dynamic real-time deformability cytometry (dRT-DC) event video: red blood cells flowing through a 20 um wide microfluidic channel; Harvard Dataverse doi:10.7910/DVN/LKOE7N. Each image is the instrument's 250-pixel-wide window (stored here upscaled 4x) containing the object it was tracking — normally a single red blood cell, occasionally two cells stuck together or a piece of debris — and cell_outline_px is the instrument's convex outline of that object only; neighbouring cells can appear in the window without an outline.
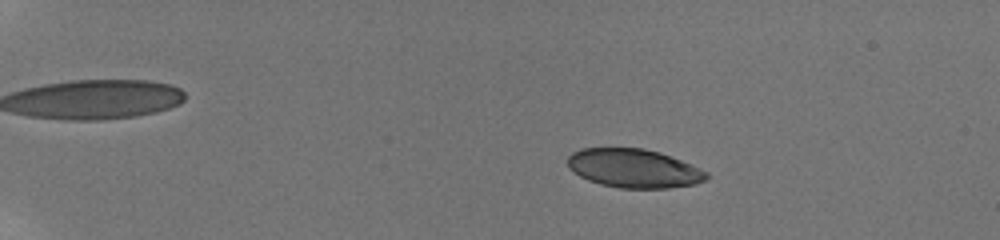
{"species": "human", "species_latin": "Homo sapiens", "temperature_condition": "room temperature", "stored_images_in_passage": 58, "camera_frame_rate_fps": 3000, "um_per_image_px": 0.085, "donor": {"sex": "male"}, "frame": {"image": 1, "passage_image": 13, "time_ms": 4.0, "image_size_px": [1000, 240], "cell_outline_px": [[708, 180], [696, 184], [668, 188], [620, 188], [600, 184], [588, 180], [580, 176], [568, 168], [568, 156], [572, 152], [580, 148], [644, 148], [660, 152], [700, 168], [708, 172]], "centroid_in_image_um": [53.88, 14.31], "position_along_channel_um": 31.1, "area_um2": 31.5}}
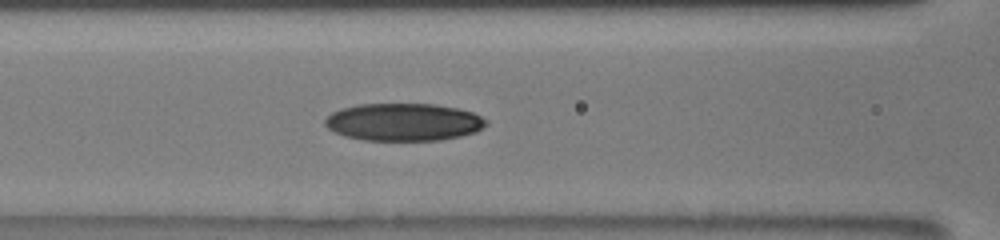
{"frame": {"image": 2, "passage_image": 30, "time_ms": 9.667, "image_size_px": [1000, 240], "cell_outline_px": [[488, 124], [476, 132], [460, 136], [440, 140], [364, 140], [344, 136], [328, 128], [324, 124], [324, 120], [332, 112], [340, 108], [356, 104], [436, 104], [460, 108], [472, 112], [488, 120]], "centroid_in_image_um": [34.32, 10.36], "position_along_channel_um": 132.3, "area_um2": 35.49}}
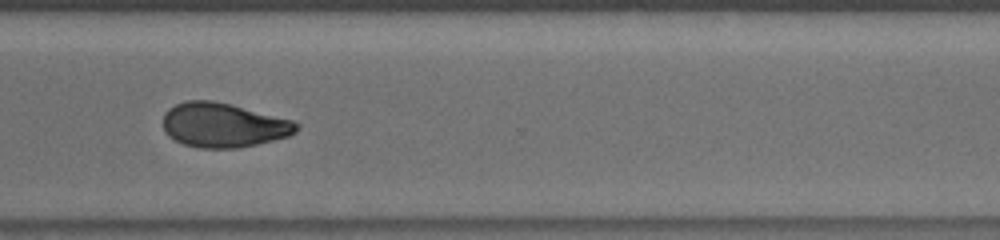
{"frame": {"image": 3, "passage_image": 47, "time_ms": 15.333, "image_size_px": [1000, 240], "cell_outline_px": [[300, 128], [296, 132], [288, 136], [256, 144], [236, 148], [200, 148], [184, 144], [168, 136], [164, 132], [164, 112], [168, 108], [184, 100], [212, 100], [232, 104], [292, 120], [300, 124]], "centroid_in_image_um": [18.98, 10.62], "position_along_channel_um": 351.6, "area_um2": 34.62}, "authors_computed_cell_mechanics": {"area_um2": 34.0731, "velocity_mm_per_s": 3.8754, "shape_relaxation_time_tau1_ms": 10.0149, "shape_relaxation_time_tau2_ms": 6.0317, "deformation_change_tau1": 0.2322, "deformation_change_tau2": 0.1199}}